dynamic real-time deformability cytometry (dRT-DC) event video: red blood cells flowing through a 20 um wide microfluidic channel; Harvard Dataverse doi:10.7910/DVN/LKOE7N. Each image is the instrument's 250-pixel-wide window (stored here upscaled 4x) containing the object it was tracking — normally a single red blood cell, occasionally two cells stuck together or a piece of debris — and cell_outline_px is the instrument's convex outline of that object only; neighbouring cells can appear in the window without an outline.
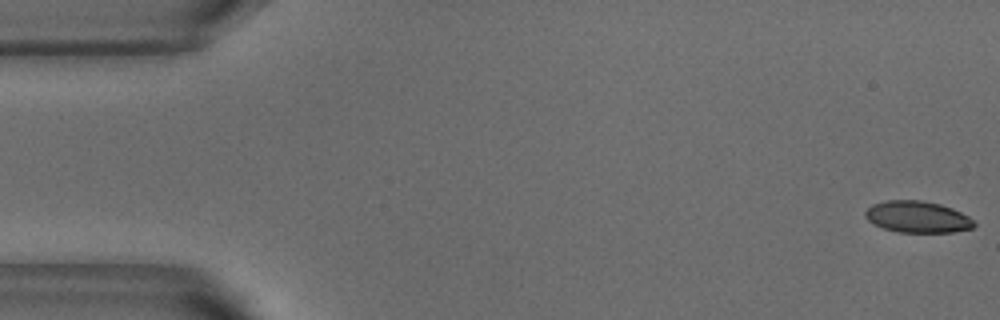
{"species": "common noctule bat (a hibernating species)", "species_latin": "Nyctalus noctula", "temperature_condition": "warm", "stored_images_in_passage": 53, "camera_frame_rate_fps": 3000, "um_per_image_px": 0.085, "animal": {"sex": "male", "body_mass_g": 18.8}, "frame": {"image": 1, "passage_image": 1, "time_ms": 0.0, "image_size_px": [1000, 320], "cell_outline_px": [[976, 224], [972, 228], [952, 232], [896, 232], [872, 224], [864, 216], [864, 212], [872, 204], [888, 200], [920, 200], [940, 204], [952, 208], [968, 216]], "centroid_in_image_um": [77.95, 18.43], "position_along_channel_um": 7.1, "area_um2": 20.0}}
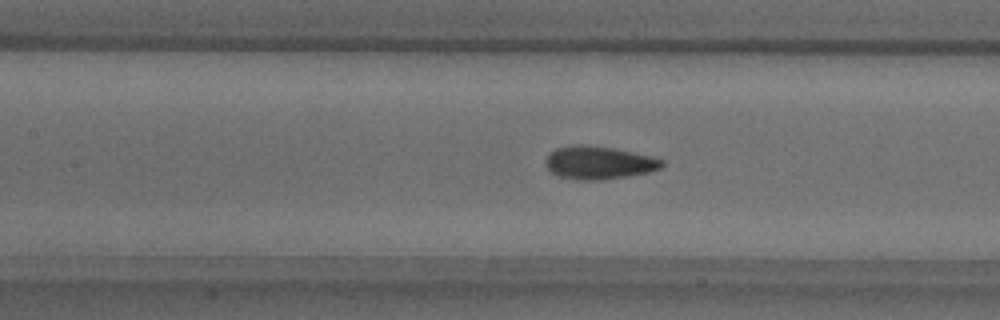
{"frame": {"image": 2, "passage_image": 23, "time_ms": 7.333, "image_size_px": [1000, 320], "cell_outline_px": [[664, 164], [660, 168], [648, 172], [628, 176], [600, 180], [580, 180], [560, 176], [552, 172], [548, 168], [548, 156], [556, 148], [580, 144], [612, 148], [652, 156], [664, 160]], "centroid_in_image_um": [50.96, 13.83], "position_along_channel_um": 156.4, "area_um2": 21.91}}
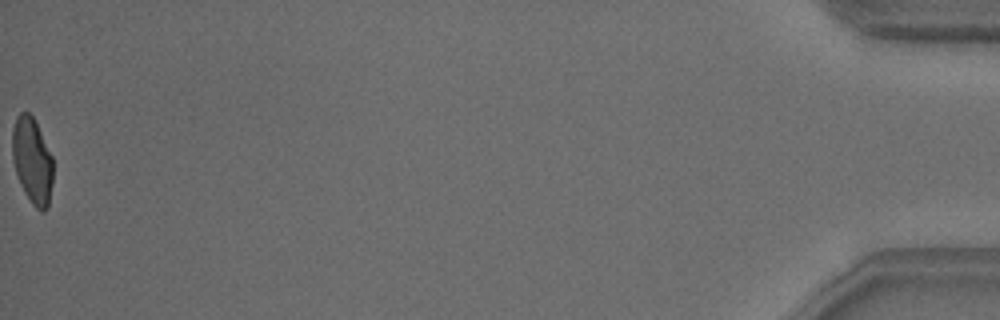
{"frame": {"image": 3, "passage_image": 53, "time_ms": 17.333, "image_size_px": [1000, 320], "cell_outline_px": [[52, 184], [48, 208], [44, 212], [40, 212], [32, 204], [24, 192], [20, 184], [12, 160], [12, 128], [16, 116], [20, 112], [28, 112], [32, 116], [52, 156]], "centroid_in_image_um": [2.72, 13.68], "position_along_channel_um": 432.5, "area_um2": 20.46}, "authors_computed_cell_mechanics": {"area_um2": 21.5016, "velocity_mm_per_s": 3.8098, "shape_relaxation_time_tau1_ms": 5.795, "shape_relaxation_time_tau2_ms": 1.3432, "deformation_change_tau1": 0.1836, "deformation_change_tau2": 0.0625}}